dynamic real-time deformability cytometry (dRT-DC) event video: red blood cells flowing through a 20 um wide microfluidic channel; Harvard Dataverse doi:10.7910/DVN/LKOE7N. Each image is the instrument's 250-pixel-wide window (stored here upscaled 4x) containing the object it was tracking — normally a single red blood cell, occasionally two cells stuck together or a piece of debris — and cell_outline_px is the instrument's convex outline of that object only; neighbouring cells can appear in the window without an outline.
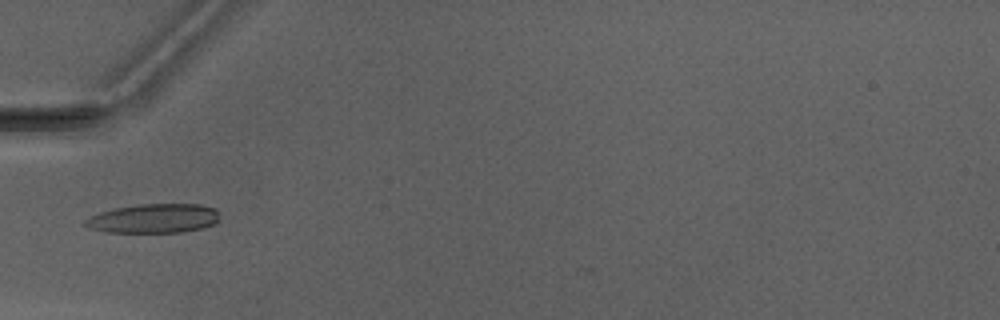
{"species": "Egyptian fruit bat (a non-hibernating species)", "species_latin": "Rousettus aegyptiacus", "temperature_condition": "warm", "stored_images_in_passage": 5, "camera_frame_rate_fps": 3000, "um_per_image_px": 0.085, "animal": {"sex": "male"}, "frame": {"image": 1, "passage_image": 5, "time_ms": 5.667, "image_size_px": [1000, 320], "cell_outline_px": [[220, 220], [212, 224], [200, 228], [184, 232], [108, 232], [88, 228], [84, 224], [84, 220], [100, 212], [116, 208], [140, 204], [200, 204], [216, 208], [220, 212]], "centroid_in_image_um": [13.12, 18.56], "position_along_channel_um": 71.9, "area_um2": 22.89}}